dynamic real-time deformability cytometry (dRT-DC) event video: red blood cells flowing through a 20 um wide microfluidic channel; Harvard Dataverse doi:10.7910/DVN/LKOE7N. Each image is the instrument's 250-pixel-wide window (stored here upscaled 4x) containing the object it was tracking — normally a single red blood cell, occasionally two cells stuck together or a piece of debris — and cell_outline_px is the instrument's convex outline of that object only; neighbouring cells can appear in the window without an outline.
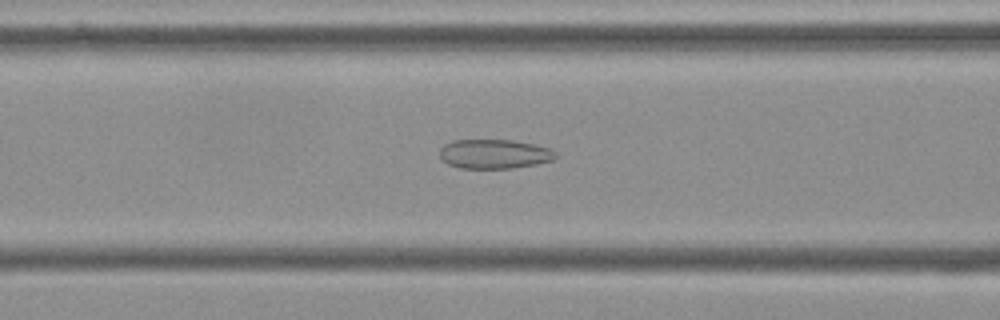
{"species": "Egyptian fruit bat (a non-hibernating species)", "species_latin": "Rousettus aegyptiacus", "temperature_condition": "cold", "stored_images_in_passage": 52, "camera_frame_rate_fps": 3000, "um_per_image_px": 0.085, "frame": {"image": 1, "passage_image": 19, "time_ms": 6.0, "image_size_px": [1000, 320], "cell_outline_px": [[556, 156], [552, 160], [536, 164], [512, 168], [460, 168], [448, 164], [440, 156], [440, 148], [444, 144], [452, 140], [512, 140], [532, 144], [548, 148], [556, 152]], "centroid_in_image_um": [41.99, 13.08], "position_along_channel_um": 124.6, "area_um2": 19.65}}
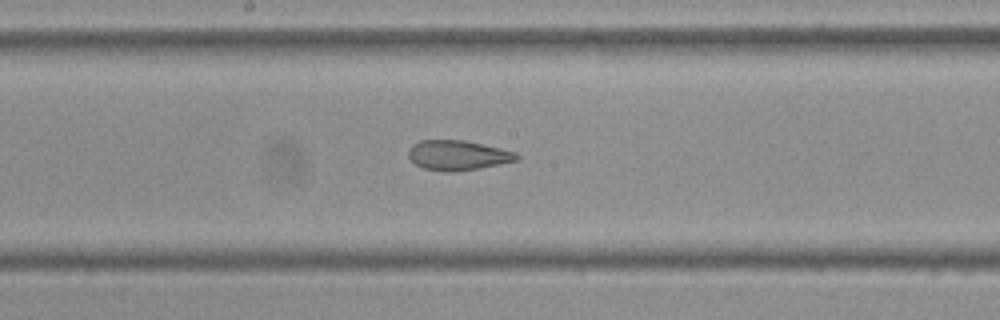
{"frame": {"image": 2, "passage_image": 26, "time_ms": 8.333, "image_size_px": [1000, 320], "cell_outline_px": [[520, 156], [516, 160], [456, 172], [444, 172], [424, 168], [416, 164], [408, 156], [408, 148], [412, 144], [420, 140], [464, 140], [500, 148], [516, 152]], "centroid_in_image_um": [38.86, 13.19], "position_along_channel_um": 209.3, "area_um2": 18.67}}
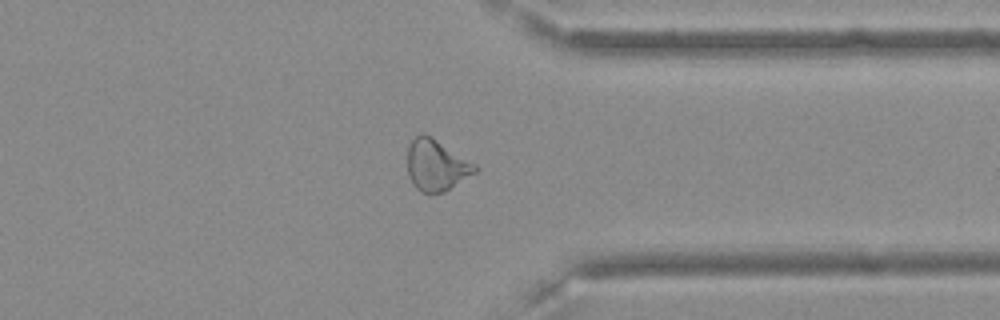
{"frame": {"image": 3, "passage_image": 40, "time_ms": 13.0, "image_size_px": [1000, 320], "cell_outline_px": [[480, 168], [476, 172], [444, 192], [420, 192], [416, 188], [408, 176], [408, 144], [416, 136], [424, 132], [432, 136], [476, 164]], "centroid_in_image_um": [37.09, 14.02], "position_along_channel_um": 374.3, "area_um2": 20.23}, "authors_computed_cell_mechanics": {"area_um2": 20.6346, "velocity_mm_per_s": 3.6193, "shape_relaxation_time_tau1_ms": null, "shape_relaxation_time_tau2_ms": 2.0494, "deformation_change_tau1": null, "deformation_change_tau2": 0.1021}}